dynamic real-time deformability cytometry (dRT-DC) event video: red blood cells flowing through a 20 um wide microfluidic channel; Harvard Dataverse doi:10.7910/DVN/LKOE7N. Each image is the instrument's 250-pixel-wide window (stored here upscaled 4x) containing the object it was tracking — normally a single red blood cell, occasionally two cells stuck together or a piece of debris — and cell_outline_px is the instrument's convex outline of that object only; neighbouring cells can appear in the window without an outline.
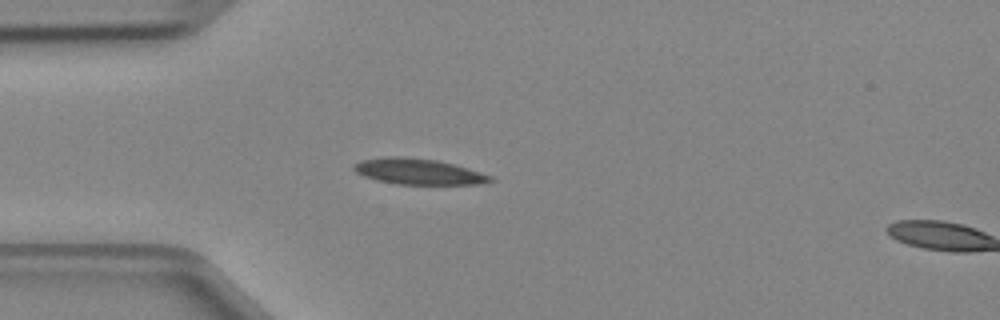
{"species": "Egyptian fruit bat (a non-hibernating species)", "species_latin": "Rousettus aegyptiacus", "temperature_condition": "cold", "stored_images_in_passage": 4, "segment_of_instrument_passage": [1, 2], "camera_frame_rate_fps": 3000, "um_per_image_px": 0.085, "animal": {"sex": "female"}, "frame": {"image": 1, "passage_image": 3, "time_ms": 0.667, "image_size_px": [1000, 320], "cell_outline_px": [[496, 180], [476, 184], [396, 184], [376, 180], [364, 176], [356, 172], [352, 168], [352, 164], [364, 160], [392, 156], [404, 156], [436, 160], [468, 168], [492, 176]], "centroid_in_image_um": [35.55, 14.58], "position_along_channel_um": 49.5, "area_um2": 20.4}}